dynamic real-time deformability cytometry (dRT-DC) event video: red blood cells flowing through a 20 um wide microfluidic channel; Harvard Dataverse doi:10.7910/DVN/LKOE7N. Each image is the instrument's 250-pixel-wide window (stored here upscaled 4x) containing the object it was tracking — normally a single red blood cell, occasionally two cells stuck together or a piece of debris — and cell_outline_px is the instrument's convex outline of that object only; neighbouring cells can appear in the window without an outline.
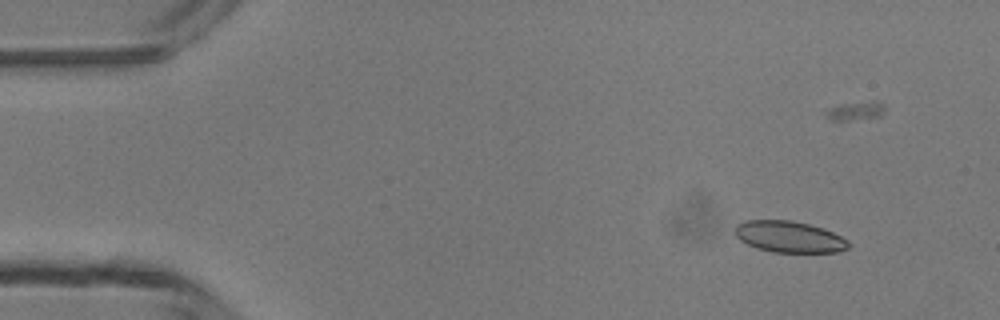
{"species": "common noctule bat (a hibernating species)", "species_latin": "Nyctalus noctula", "temperature_condition": "room temperature", "stored_images_in_passage": 6, "camera_frame_rate_fps": 3000, "um_per_image_px": 0.085, "animal": {"sex": "male", "body_mass_g": 13.3}, "frame": {"image": 1, "passage_image": 2, "time_ms": 1.333, "image_size_px": [1000, 320], "cell_outline_px": [[848, 248], [836, 252], [772, 252], [756, 248], [740, 240], [736, 236], [736, 224], [744, 220], [792, 220], [824, 228], [848, 240]], "centroid_in_image_um": [67.06, 20.12], "position_along_channel_um": 17.9, "area_um2": 20.69}}
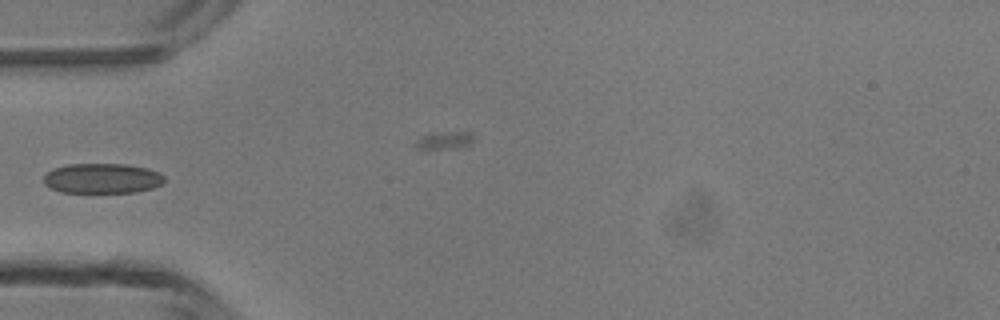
{"frame": {"image": 2, "passage_image": 5, "time_ms": 5.0, "image_size_px": [1000, 320], "cell_outline_px": [[164, 180], [160, 184], [152, 188], [136, 192], [60, 192], [44, 184], [44, 176], [52, 168], [68, 164], [124, 164], [148, 168], [164, 176]], "centroid_in_image_um": [8.66, 15.16], "position_along_channel_um": 76.3, "area_um2": 20.98}}